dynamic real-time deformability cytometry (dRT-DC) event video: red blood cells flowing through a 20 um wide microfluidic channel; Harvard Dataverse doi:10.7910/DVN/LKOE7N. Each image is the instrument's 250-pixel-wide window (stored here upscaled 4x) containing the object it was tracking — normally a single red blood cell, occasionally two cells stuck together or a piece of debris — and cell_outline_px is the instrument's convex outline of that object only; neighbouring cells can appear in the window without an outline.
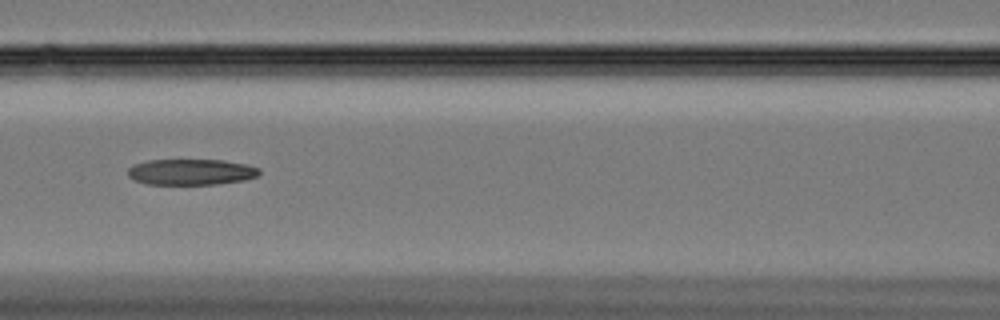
{"species": "Egyptian fruit bat (a non-hibernating species)", "species_latin": "Rousettus aegyptiacus", "temperature_condition": "cold", "stored_images_in_passage": 44, "camera_frame_rate_fps": 3000, "um_per_image_px": 0.085, "animal": {"sex": "female"}, "frame": {"image": 1, "passage_image": 11, "time_ms": 3.333, "image_size_px": [1000, 320], "cell_outline_px": [[260, 172], [256, 176], [244, 180], [216, 184], [148, 184], [136, 180], [128, 176], [128, 168], [132, 164], [148, 160], [224, 160], [244, 164], [260, 168]], "centroid_in_image_um": [16.22, 14.61], "position_along_channel_um": 150.4, "area_um2": 19.77}}
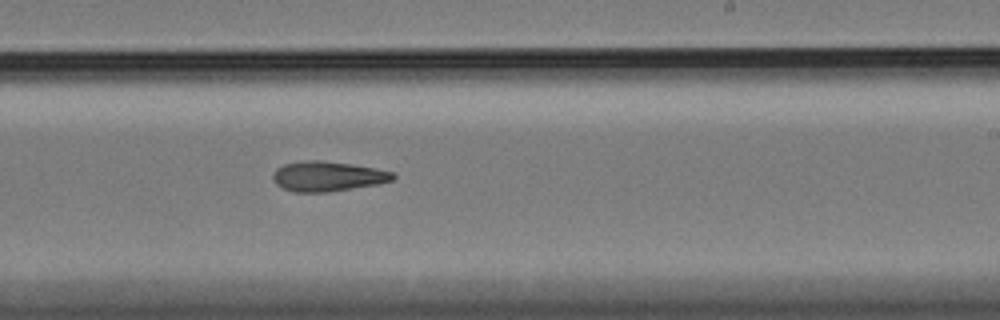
{"frame": {"image": 2, "passage_image": 21, "time_ms": 6.667, "image_size_px": [1000, 320], "cell_outline_px": [[396, 176], [392, 180], [376, 184], [328, 192], [296, 192], [284, 188], [276, 184], [272, 180], [272, 176], [276, 168], [284, 164], [304, 160], [320, 160], [348, 164], [372, 168], [392, 172]], "centroid_in_image_um": [27.78, 14.98], "position_along_channel_um": 261.2, "area_um2": 20.63}}
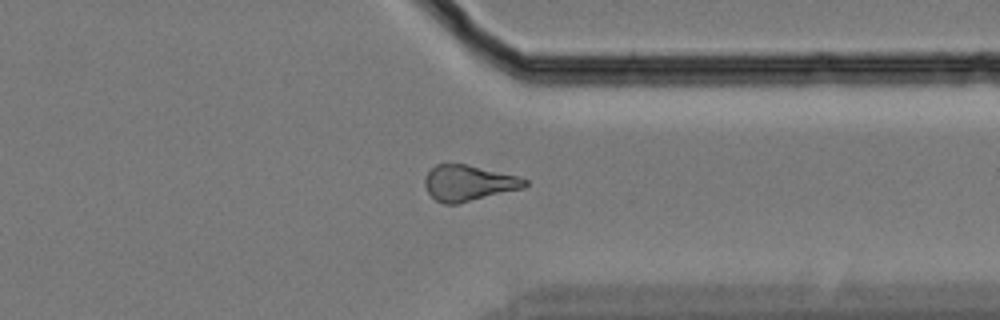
{"frame": {"image": 3, "passage_image": 31, "time_ms": 10.0, "image_size_px": [1000, 320], "cell_outline_px": [[528, 184], [524, 188], [456, 204], [444, 204], [436, 200], [428, 192], [424, 184], [424, 180], [428, 172], [436, 164], [464, 164], [516, 176], [528, 180]], "centroid_in_image_um": [39.81, 15.57], "position_along_channel_um": 371.6, "area_um2": 20.52}, "authors_computed_cell_mechanics": {"area_um2": 20.6057, "velocity_mm_per_s": 3.3359, "shape_relaxation_time_tau1_ms": null, "shape_relaxation_time_tau2_ms": 5.1708, "deformation_change_tau1": null, "deformation_change_tau2": 0.1625}}